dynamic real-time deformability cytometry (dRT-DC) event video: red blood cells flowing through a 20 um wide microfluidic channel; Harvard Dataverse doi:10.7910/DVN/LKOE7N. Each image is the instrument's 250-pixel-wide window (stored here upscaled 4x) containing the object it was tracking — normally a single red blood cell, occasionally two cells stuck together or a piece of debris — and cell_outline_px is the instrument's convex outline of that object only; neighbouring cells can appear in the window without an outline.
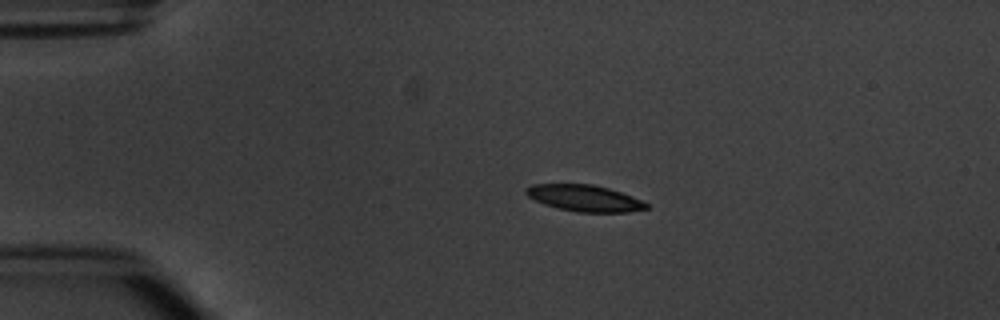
{"species": "common noctule bat (a hibernating species)", "species_latin": "Nyctalus noctula", "temperature_condition": "warm", "stored_images_in_passage": 4, "camera_frame_rate_fps": 3000, "um_per_image_px": 0.085, "animal": {"sex": "male", "body_mass_g": 20.1, "forearm_length_mm": 53.5}, "frame": {"image": 1, "passage_image": 3, "time_ms": 2.333, "image_size_px": [1000, 320], "cell_outline_px": [[648, 208], [628, 212], [580, 212], [560, 208], [544, 204], [528, 196], [524, 192], [524, 188], [532, 184], [592, 184], [608, 188], [632, 196], [648, 204]], "centroid_in_image_um": [49.66, 16.83], "position_along_channel_um": 35.3, "area_um2": 18.32}}